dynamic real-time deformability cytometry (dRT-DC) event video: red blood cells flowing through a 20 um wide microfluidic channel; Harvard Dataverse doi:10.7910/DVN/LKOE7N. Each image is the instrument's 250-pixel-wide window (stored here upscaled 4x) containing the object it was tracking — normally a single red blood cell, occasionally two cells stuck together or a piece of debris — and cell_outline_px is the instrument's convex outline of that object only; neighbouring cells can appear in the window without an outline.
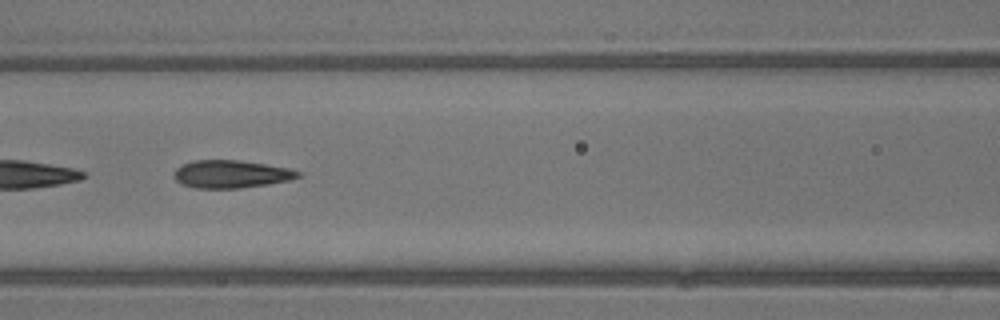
{"species": "common noctule bat (a hibernating species)", "species_latin": "Nyctalus noctula", "temperature_condition": "warm", "stored_images_in_passage": 29, "segment_of_instrument_passage": [2, 2], "camera_frame_rate_fps": 3000, "um_per_image_px": 0.085, "animal": {"sex": "male", "body_mass_g": 13.3}, "frame": {"image": 1, "passage_image": 20, "time_ms": 6.333, "image_size_px": [1000, 320], "cell_outline_px": [[300, 176], [288, 180], [268, 184], [240, 188], [196, 188], [184, 184], [176, 180], [172, 176], [176, 168], [192, 160], [240, 160], [288, 168], [300, 172]], "centroid_in_image_um": [19.61, 14.79], "position_along_channel_um": 147.0, "area_um2": 19.88}}
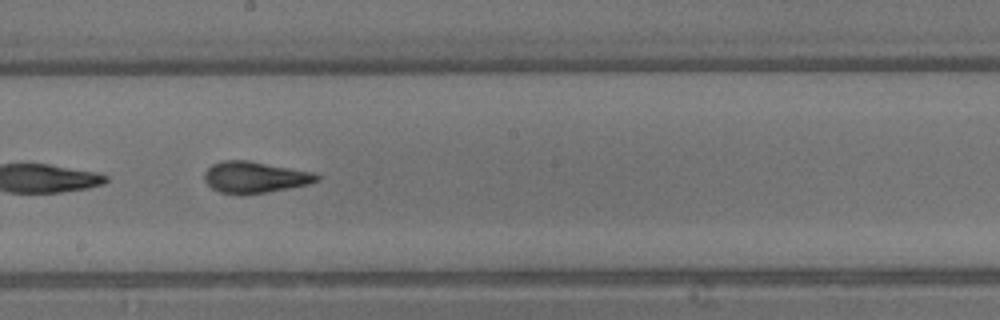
{"frame": {"image": 2, "passage_image": 25, "time_ms": 8.0, "image_size_px": [1000, 320], "cell_outline_px": [[320, 180], [308, 184], [288, 188], [240, 196], [220, 192], [212, 188], [204, 180], [204, 172], [212, 164], [224, 160], [248, 160], [316, 172], [320, 176]], "centroid_in_image_um": [21.67, 15.06], "position_along_channel_um": 226.5, "area_um2": 20.81}}